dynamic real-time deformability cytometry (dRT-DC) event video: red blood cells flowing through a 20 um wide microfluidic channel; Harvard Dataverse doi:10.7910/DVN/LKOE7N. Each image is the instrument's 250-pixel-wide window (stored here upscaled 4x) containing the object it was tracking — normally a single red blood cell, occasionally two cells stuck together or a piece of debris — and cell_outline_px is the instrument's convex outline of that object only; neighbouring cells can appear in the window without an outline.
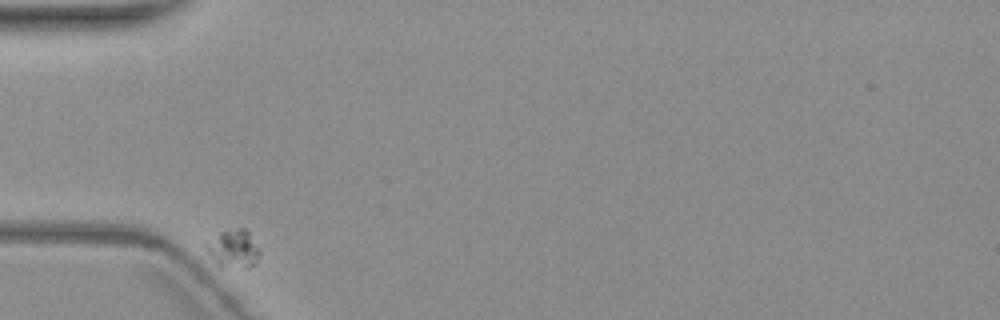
{"species": "common noctule bat (a hibernating species)", "species_latin": "Nyctalus noctula", "temperature_condition": "warm", "stored_images_in_passage": 2, "camera_frame_rate_fps": 3000, "um_per_image_px": 0.085, "animal": {"sex": "female", "body_mass_g": 19.3, "forearm_length_mm": 54.1}, "frame": {"image": 1, "passage_image": 1, "time_ms": 0.0, "image_size_px": [1000, 320], "cell_outline_px": [[260, 252], [256, 260], [248, 268], [220, 268], [216, 264], [204, 248], [204, 240], [220, 232], [236, 228], [244, 228], [248, 232], [260, 248]], "centroid_in_image_um": [19.77, 21.15], "position_along_channel_um": 65.2, "area_um2": 12.25}}